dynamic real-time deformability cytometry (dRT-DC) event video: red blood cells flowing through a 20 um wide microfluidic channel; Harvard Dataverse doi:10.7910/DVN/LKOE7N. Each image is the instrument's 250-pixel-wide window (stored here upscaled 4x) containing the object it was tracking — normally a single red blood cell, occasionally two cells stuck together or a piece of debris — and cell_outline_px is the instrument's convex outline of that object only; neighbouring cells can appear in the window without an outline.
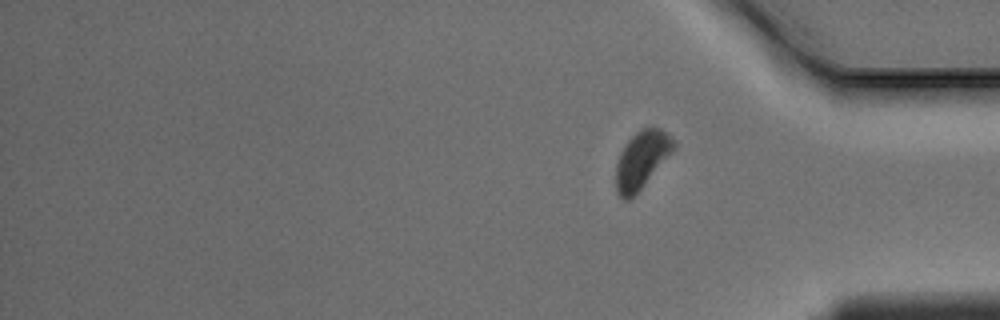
{"species": "Egyptian fruit bat (a non-hibernating species)", "species_latin": "Rousettus aegyptiacus", "temperature_condition": "warm", "stored_images_in_passage": 15, "segment_of_instrument_passage": [2, 2], "camera_frame_rate_fps": 3000, "um_per_image_px": 0.085, "animal": {"sex": "male"}, "frame": {"image": 1, "passage_image": 15, "time_ms": 4.667, "image_size_px": [1000, 320], "cell_outline_px": [[676, 148], [640, 188], [628, 200], [624, 200], [616, 192], [616, 164], [620, 152], [624, 144], [640, 128], [660, 128], [672, 136], [676, 144]], "centroid_in_image_um": [54.54, 13.54], "position_along_channel_um": 380.7, "area_um2": 19.07}}